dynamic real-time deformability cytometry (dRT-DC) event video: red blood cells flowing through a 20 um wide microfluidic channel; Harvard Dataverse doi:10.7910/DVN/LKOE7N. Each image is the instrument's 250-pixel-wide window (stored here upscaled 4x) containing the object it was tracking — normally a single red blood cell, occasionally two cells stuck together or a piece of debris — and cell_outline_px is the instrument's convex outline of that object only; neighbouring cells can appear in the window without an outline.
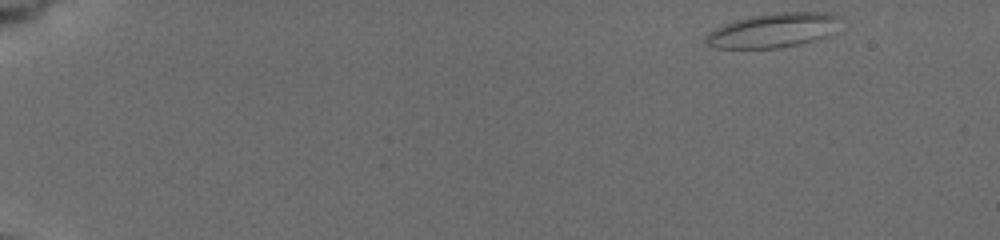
{"species": "common noctule bat (a hibernating species)", "species_latin": "Nyctalus noctula", "temperature_condition": "cold", "stored_images_in_passage": 29, "camera_frame_rate_fps": 3000, "um_per_image_px": 0.085, "animal": {"sex": "female", "body_mass_g": 19.5, "forearm_length_mm": 54.1}, "frame": {"image": 1, "passage_image": 1, "time_ms": 0.0, "image_size_px": [1000, 240], "cell_outline_px": [[836, 16], [828, 36], [816, 40], [776, 48], [712, 48], [704, 44], [704, 36], [708, 32], [724, 24], [748, 16], [776, 12], [828, 12]], "centroid_in_image_um": [65.56, 2.59], "position_along_channel_um": 19.4, "area_um2": 26.53}}
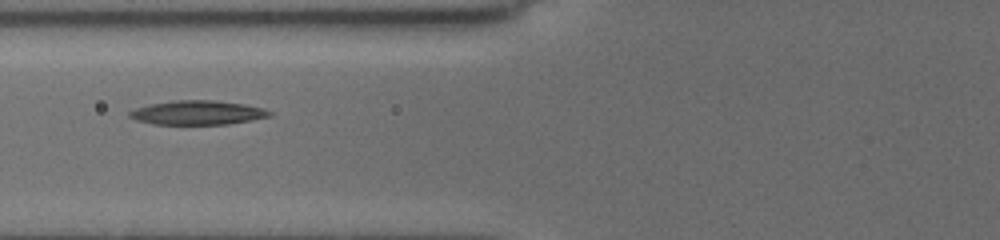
{"frame": {"image": 2, "passage_image": 22, "time_ms": 6.333, "image_size_px": [1000, 240], "cell_outline_px": [[272, 116], [252, 120], [228, 124], [152, 124], [136, 120], [128, 116], [128, 112], [136, 108], [152, 104], [176, 100], [216, 100], [244, 104], [264, 108], [272, 112]], "centroid_in_image_um": [16.82, 9.58], "position_along_channel_um": 109.0, "area_um2": 19.71}}
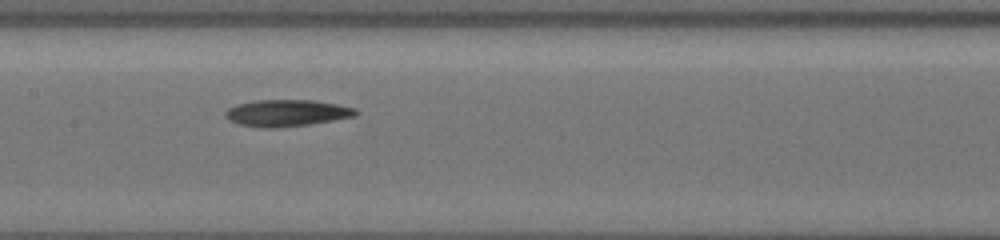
{"frame": {"image": 3, "passage_image": 28, "time_ms": 8.333, "image_size_px": [1000, 240], "cell_outline_px": [[360, 112], [356, 116], [312, 124], [276, 128], [264, 128], [240, 124], [224, 116], [224, 112], [228, 108], [236, 104], [252, 100], [312, 100], [336, 104], [356, 108]], "centroid_in_image_um": [24.39, 9.6], "position_along_channel_um": 183.0, "area_um2": 20.4}}